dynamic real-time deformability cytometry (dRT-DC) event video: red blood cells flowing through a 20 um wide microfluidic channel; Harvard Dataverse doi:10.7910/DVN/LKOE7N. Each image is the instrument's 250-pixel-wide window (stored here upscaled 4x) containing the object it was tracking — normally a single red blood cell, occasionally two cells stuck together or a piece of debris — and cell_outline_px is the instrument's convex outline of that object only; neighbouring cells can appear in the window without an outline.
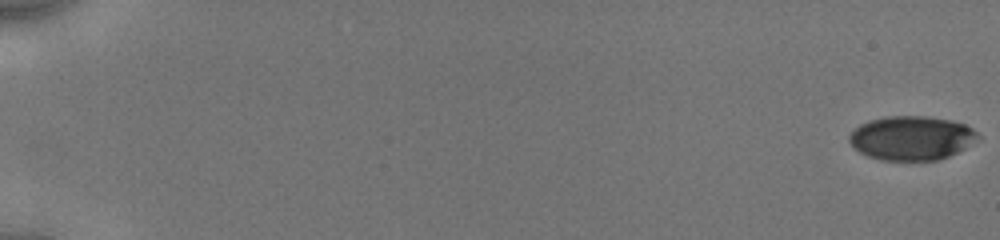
{"species": "human", "species_latin": "Homo sapiens", "temperature_condition": "cold", "stored_images_in_passage": 36, "camera_frame_rate_fps": 3000, "um_per_image_px": 0.085, "donor": {"sex": "male"}, "frame": {"image": 1, "passage_image": 1, "time_ms": 0.0, "image_size_px": [1000, 240], "cell_outline_px": [[980, 140], [948, 156], [936, 160], [880, 160], [868, 156], [860, 152], [848, 140], [848, 136], [860, 124], [868, 120], [884, 116], [924, 116], [952, 120], [964, 124], [972, 128], [980, 136]], "centroid_in_image_um": [77.49, 11.72], "position_along_channel_um": 7.5, "area_um2": 33.06}}
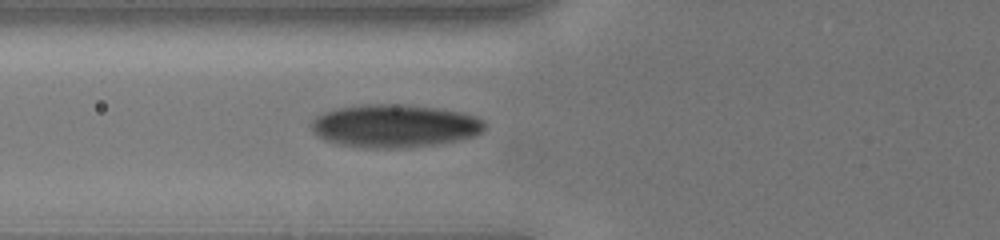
{"frame": {"image": 2, "passage_image": 22, "time_ms": 7.333, "image_size_px": [1000, 240], "cell_outline_px": [[484, 132], [476, 136], [436, 144], [400, 148], [372, 148], [336, 144], [324, 140], [316, 136], [312, 132], [312, 120], [316, 116], [324, 112], [340, 108], [360, 104], [404, 104], [436, 108], [460, 112], [476, 116], [484, 120]], "centroid_in_image_um": [33.53, 10.7], "position_along_channel_um": 92.3, "area_um2": 43.58}}
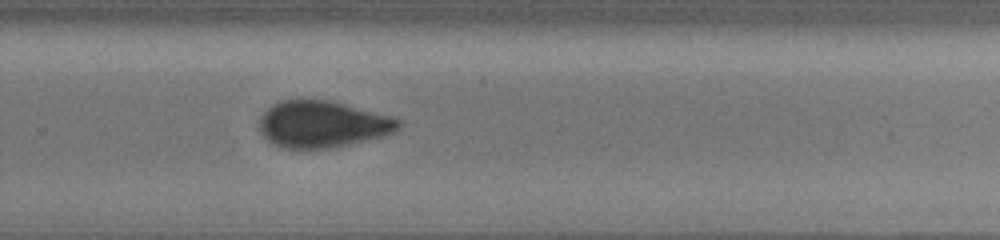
{"frame": {"image": 3, "passage_image": 36, "time_ms": 12.667, "image_size_px": [1000, 240], "cell_outline_px": [[404, 124], [396, 132], [388, 136], [332, 148], [280, 148], [272, 144], [260, 132], [260, 116], [272, 104], [280, 100], [332, 100], [392, 116], [404, 120]], "centroid_in_image_um": [27.49, 10.56], "position_along_channel_um": 302.3, "area_um2": 38.55}}